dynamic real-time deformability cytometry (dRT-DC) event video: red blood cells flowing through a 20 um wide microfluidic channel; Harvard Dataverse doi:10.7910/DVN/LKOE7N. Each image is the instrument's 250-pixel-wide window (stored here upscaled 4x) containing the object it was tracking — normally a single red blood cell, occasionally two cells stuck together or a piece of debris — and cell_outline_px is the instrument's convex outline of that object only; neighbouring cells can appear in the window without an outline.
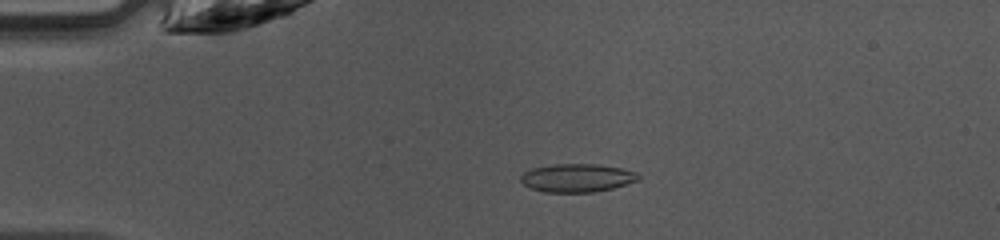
{"species": "common noctule bat (a hibernating species)", "species_latin": "Nyctalus noctula", "temperature_condition": "warm", "stored_images_in_passage": 47, "camera_frame_rate_fps": 3000, "um_per_image_px": 0.085, "animal": {"sex": "female", "body_mass_g": 10.0, "forearm_length_mm": 53.1}, "frame": {"image": 1, "passage_image": 11, "time_ms": 3.333, "image_size_px": [1000, 240], "cell_outline_px": [[640, 180], [612, 188], [596, 192], [544, 192], [532, 188], [524, 184], [520, 180], [520, 176], [524, 172], [532, 168], [552, 164], [596, 164], [624, 168], [636, 172], [640, 176]], "centroid_in_image_um": [49.07, 15.11], "position_along_channel_um": 35.9, "area_um2": 19.48}}
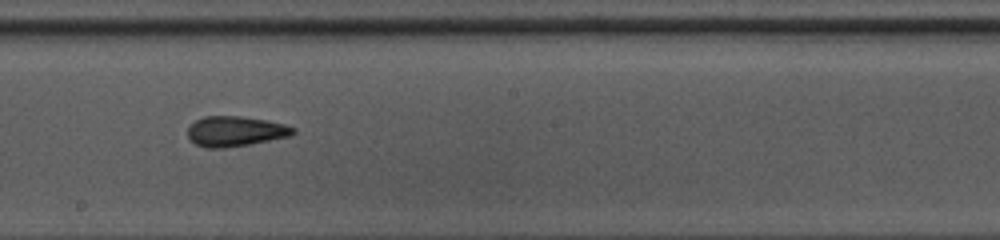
{"frame": {"image": 2, "passage_image": 27, "time_ms": 8.667, "image_size_px": [1000, 240], "cell_outline_px": [[296, 132], [292, 136], [248, 144], [224, 148], [208, 148], [196, 144], [188, 136], [188, 128], [196, 120], [204, 116], [240, 116], [268, 120], [284, 124], [296, 128]], "centroid_in_image_um": [20.04, 11.15], "position_along_channel_um": 228.2, "area_um2": 18.5}}
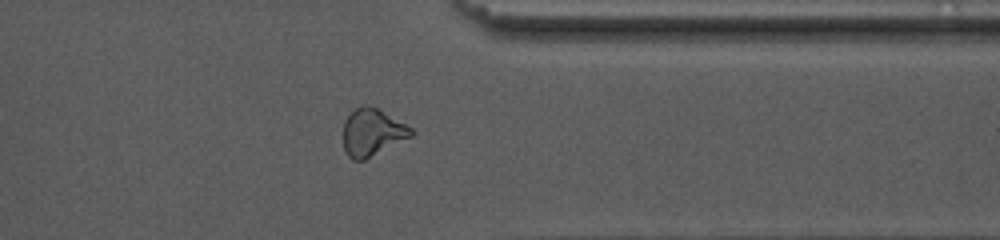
{"frame": {"image": 3, "passage_image": 38, "time_ms": 12.333, "image_size_px": [1000, 240], "cell_outline_px": [[416, 132], [412, 136], [364, 160], [352, 160], [348, 156], [344, 148], [344, 120], [356, 108], [364, 104], [376, 108], [412, 128]], "centroid_in_image_um": [31.64, 11.26], "position_along_channel_um": 379.8, "area_um2": 18.38}, "authors_computed_cell_mechanics": {"area_um2": 18.7272, "velocity_mm_per_s": 4.2319, "shape_relaxation_time_tau1_ms": 7.2525, "shape_relaxation_time_tau2_ms": 1.4285, "deformation_change_tau1": 0.1948, "deformation_change_tau2": 0.0768}}